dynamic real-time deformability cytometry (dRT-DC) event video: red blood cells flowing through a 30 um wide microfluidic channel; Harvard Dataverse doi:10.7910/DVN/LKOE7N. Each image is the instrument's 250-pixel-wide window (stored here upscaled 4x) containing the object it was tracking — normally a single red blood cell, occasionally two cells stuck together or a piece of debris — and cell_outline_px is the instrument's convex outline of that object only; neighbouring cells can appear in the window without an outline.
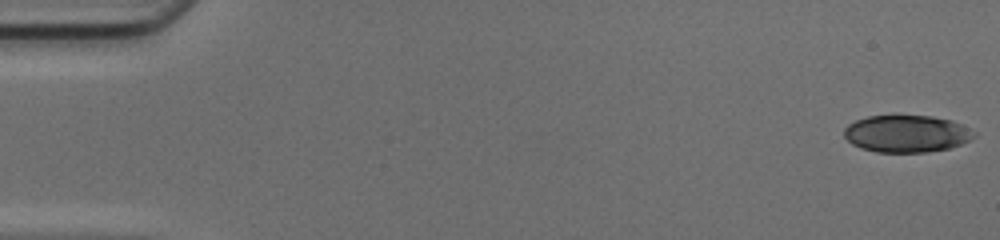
{"species": "common noctule bat (a hibernating species)", "species_latin": "Nyctalus noctula", "temperature_condition": "cold", "stored_images_in_passage": 49, "camera_frame_rate_fps": 3000, "um_per_image_px": 0.085, "animal": {"sex": "female", "body_mass_g": 17.0, "forearm_length_mm": 48.0}, "frame": {"image": 1, "passage_image": 1, "time_ms": 0.0, "image_size_px": [1000, 240], "cell_outline_px": [[976, 136], [960, 144], [948, 148], [924, 152], [876, 152], [860, 148], [852, 144], [844, 136], [844, 128], [848, 124], [856, 120], [868, 116], [896, 112], [932, 116], [952, 120], [976, 132]], "centroid_in_image_um": [77.02, 11.31], "position_along_channel_um": 8.0, "area_um2": 28.9}}
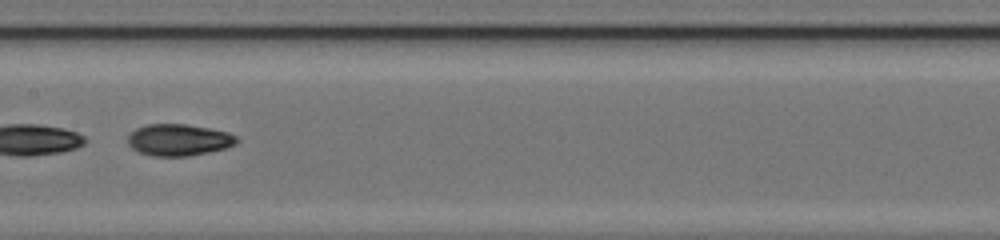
{"frame": {"image": 2, "passage_image": 26, "time_ms": 8.333, "image_size_px": [1000, 240], "cell_outline_px": [[240, 140], [236, 144], [224, 148], [208, 152], [188, 156], [152, 156], [140, 152], [132, 148], [128, 144], [128, 132], [136, 128], [148, 124], [188, 124], [228, 132], [236, 136]], "centroid_in_image_um": [15.18, 11.88], "position_along_channel_um": 192.2, "area_um2": 20.17}}
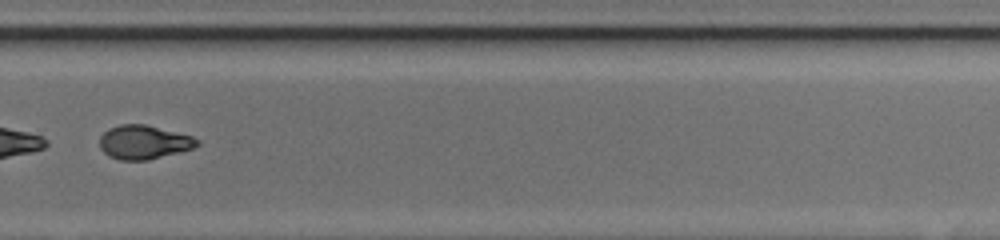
{"frame": {"image": 3, "passage_image": 35, "time_ms": 11.333, "image_size_px": [1000, 240], "cell_outline_px": [[200, 144], [192, 148], [148, 160], [120, 160], [108, 156], [100, 148], [100, 136], [108, 128], [120, 124], [144, 124], [192, 136], [200, 140]], "centroid_in_image_um": [12.2, 12.08], "position_along_channel_um": 317.6, "area_um2": 19.13}, "authors_computed_cell_mechanics": {"area_um2": 28.7266, "velocity_mm_per_s": 4.1846, "shape_relaxation_time_tau1_ms": 3.1874, "shape_relaxation_time_tau2_ms": 6.4049, "deformation_change_tau1": 0.1516, "deformation_change_tau2": 0.0919}}